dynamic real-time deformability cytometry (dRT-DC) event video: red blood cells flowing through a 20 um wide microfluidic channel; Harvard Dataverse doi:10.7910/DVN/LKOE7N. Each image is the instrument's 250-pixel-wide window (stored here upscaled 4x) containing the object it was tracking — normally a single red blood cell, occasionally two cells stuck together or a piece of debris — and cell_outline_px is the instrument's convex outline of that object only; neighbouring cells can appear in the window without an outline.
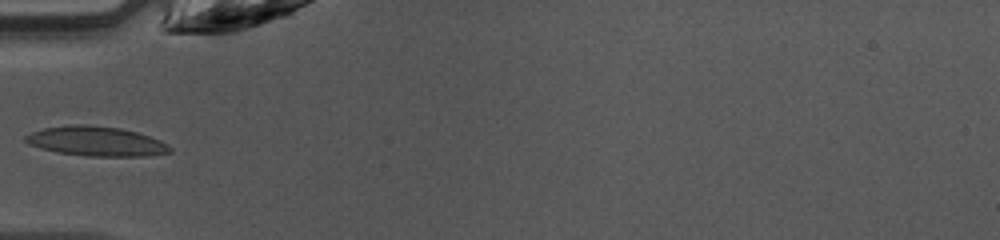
{"species": "common noctule bat (a hibernating species)", "species_latin": "Nyctalus noctula", "temperature_condition": "warm", "stored_images_in_passage": 21, "camera_frame_rate_fps": 3000, "um_per_image_px": 0.085, "animal": {"sex": "female", "body_mass_g": 10.0, "forearm_length_mm": 53.1}, "frame": {"image": 1, "passage_image": 1, "time_ms": 0.0, "image_size_px": [1000, 240], "cell_outline_px": [[172, 152], [144, 156], [88, 156], [56, 152], [28, 144], [24, 140], [24, 136], [32, 132], [44, 128], [68, 124], [88, 124], [120, 128], [136, 132], [160, 140], [168, 144], [172, 148]], "centroid_in_image_um": [8.17, 12.0], "position_along_channel_um": 76.8, "area_um2": 24.97}}
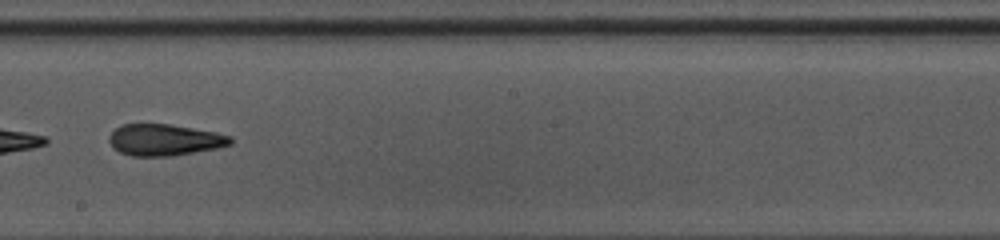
{"frame": {"image": 2, "passage_image": 12, "time_ms": 3.667, "image_size_px": [1000, 240], "cell_outline_px": [[232, 144], [216, 148], [172, 156], [132, 156], [120, 152], [112, 148], [108, 140], [108, 136], [120, 124], [172, 124], [216, 132], [232, 136]], "centroid_in_image_um": [13.97, 11.88], "position_along_channel_um": 234.2, "area_um2": 22.43}}
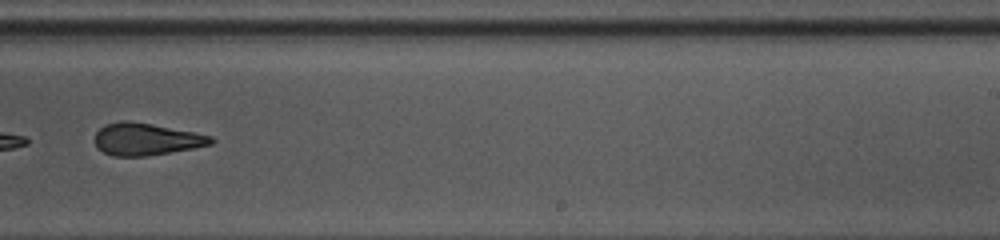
{"frame": {"image": 3, "passage_image": 15, "time_ms": 4.667, "image_size_px": [1000, 240], "cell_outline_px": [[216, 140], [212, 144], [192, 148], [144, 156], [112, 156], [96, 148], [96, 132], [104, 124], [124, 120], [128, 120], [152, 124], [212, 136]], "centroid_in_image_um": [12.4, 11.82], "position_along_channel_um": 276.6, "area_um2": 21.56}}